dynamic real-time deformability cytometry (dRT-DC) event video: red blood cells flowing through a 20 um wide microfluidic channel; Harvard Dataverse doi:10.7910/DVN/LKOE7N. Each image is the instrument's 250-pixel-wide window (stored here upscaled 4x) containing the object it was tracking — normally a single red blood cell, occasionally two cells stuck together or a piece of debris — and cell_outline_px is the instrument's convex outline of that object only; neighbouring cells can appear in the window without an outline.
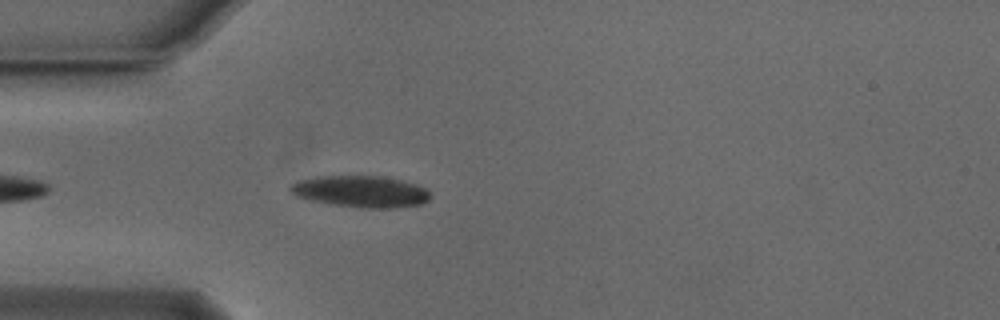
{"species": "Egyptian fruit bat (a non-hibernating species)", "species_latin": "Rousettus aegyptiacus", "temperature_condition": "cold", "stored_images_in_passage": 34, "camera_frame_rate_fps": 3000, "um_per_image_px": 0.085, "animal": {"sex": "male"}, "frame": {"image": 1, "passage_image": 4, "time_ms": 1.0, "image_size_px": [1000, 320], "cell_outline_px": [[428, 200], [420, 204], [396, 208], [360, 208], [332, 204], [312, 200], [296, 196], [288, 188], [292, 184], [300, 180], [316, 176], [380, 176], [400, 180], [424, 188], [428, 192]], "centroid_in_image_um": [30.63, 16.28], "position_along_channel_um": 54.4, "area_um2": 25.37}}
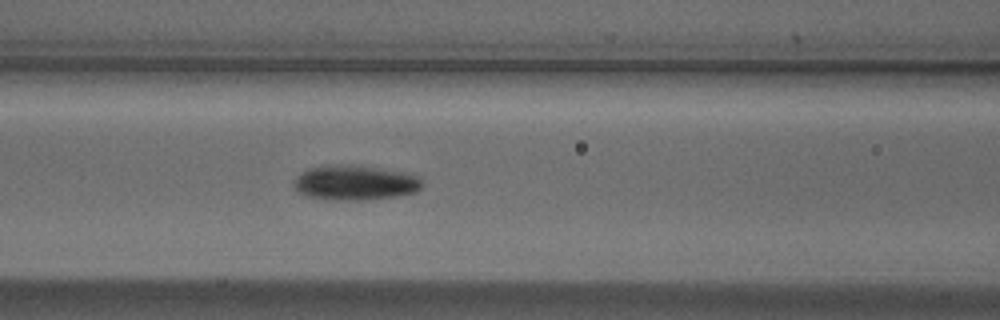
{"frame": {"image": 2, "passage_image": 11, "time_ms": 3.333, "image_size_px": [1000, 320], "cell_outline_px": [[424, 184], [416, 192], [396, 196], [360, 200], [328, 200], [308, 196], [300, 192], [292, 184], [296, 176], [300, 172], [308, 168], [332, 164], [352, 164], [380, 168], [404, 172], [420, 176]], "centroid_in_image_um": [30.18, 15.51], "position_along_channel_um": 136.4, "area_um2": 26.41}}
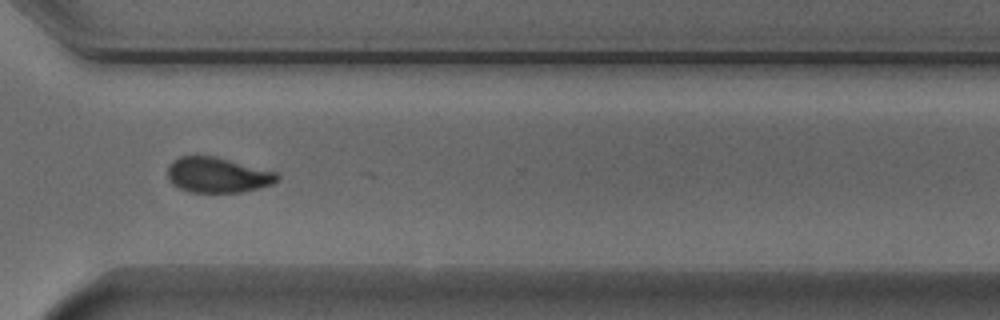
{"frame": {"image": 3, "passage_image": 28, "time_ms": 9.0, "image_size_px": [1000, 320], "cell_outline_px": [[280, 176], [272, 184], [240, 192], [188, 192], [172, 184], [168, 180], [168, 164], [172, 160], [180, 156], [216, 156], [276, 172]], "centroid_in_image_um": [18.44, 14.87], "position_along_channel_um": 352.2, "area_um2": 22.48}, "authors_computed_cell_mechanics": {"area_um2": 24.8251, "velocity_mm_per_s": 3.8121, "shape_relaxation_time_tau1_ms": 1.6708, "shape_relaxation_time_tau2_ms": 2.2935, "deformation_change_tau1": 0.1218, "deformation_change_tau2": 0.0761}}